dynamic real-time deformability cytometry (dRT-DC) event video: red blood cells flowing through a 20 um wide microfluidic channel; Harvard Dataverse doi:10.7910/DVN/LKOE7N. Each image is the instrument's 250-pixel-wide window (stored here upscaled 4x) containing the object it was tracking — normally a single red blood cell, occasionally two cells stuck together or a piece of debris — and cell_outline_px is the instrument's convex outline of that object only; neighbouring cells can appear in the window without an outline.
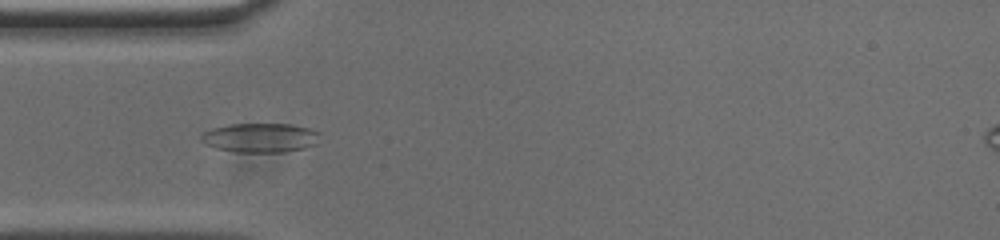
{"species": "common noctule bat (a hibernating species)", "species_latin": "Nyctalus noctula", "temperature_condition": "cold", "stored_images_in_passage": 52, "camera_frame_rate_fps": 3000, "um_per_image_px": 0.085, "animal": {"sex": "male", "body_mass_g": 20.0, "forearm_length_mm": 53.3}, "frame": {"image": 1, "passage_image": 14, "time_ms": 4.333, "image_size_px": [1000, 240], "cell_outline_px": [[320, 132], [316, 144], [304, 148], [284, 152], [236, 152], [216, 148], [204, 144], [200, 140], [200, 136], [204, 132], [212, 128], [228, 124], [292, 124], [308, 128]], "centroid_in_image_um": [22.1, 11.7], "position_along_channel_um": 62.9, "area_um2": 20.35}}
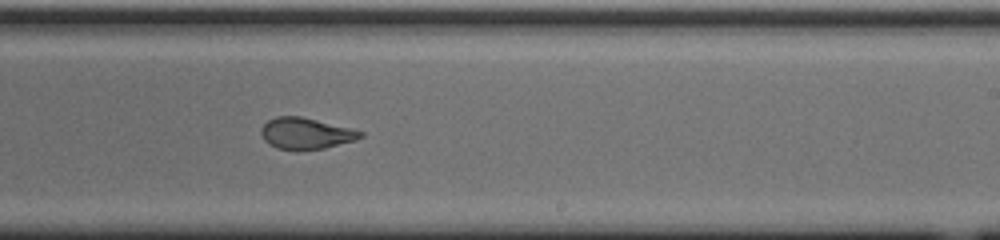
{"frame": {"image": 2, "passage_image": 30, "time_ms": 9.667, "image_size_px": [1000, 240], "cell_outline_px": [[364, 136], [356, 140], [324, 148], [276, 148], [268, 144], [264, 140], [260, 132], [260, 128], [268, 120], [276, 116], [300, 116], [364, 132]], "centroid_in_image_um": [25.97, 11.32], "position_along_channel_um": 263.0, "area_um2": 17.63}}
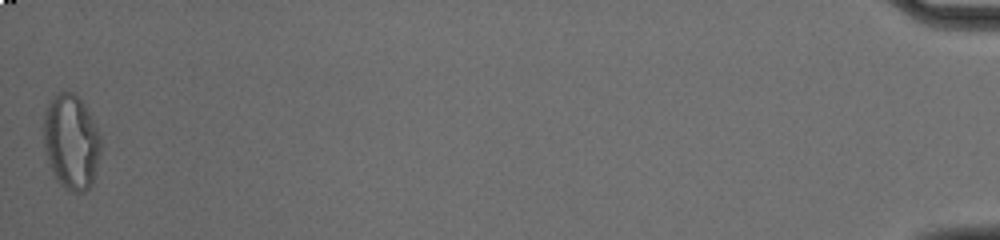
{"frame": {"image": 3, "passage_image": 52, "time_ms": 17.0, "image_size_px": [1000, 240], "cell_outline_px": [[100, 152], [92, 184], [84, 192], [72, 192], [60, 184], [48, 160], [44, 148], [44, 112], [52, 96], [60, 92], [72, 92], [84, 104], [100, 136]], "centroid_in_image_um": [6.04, 12.05], "position_along_channel_um": 429.2, "area_um2": 31.1}, "authors_computed_cell_mechanics": {"area_um2": 20.3745, "velocity_mm_per_s": 3.7435, "shape_relaxation_time_tau1_ms": null, "shape_relaxation_time_tau2_ms": 1.1664, "deformation_change_tau1": null, "deformation_change_tau2": 0.068}}